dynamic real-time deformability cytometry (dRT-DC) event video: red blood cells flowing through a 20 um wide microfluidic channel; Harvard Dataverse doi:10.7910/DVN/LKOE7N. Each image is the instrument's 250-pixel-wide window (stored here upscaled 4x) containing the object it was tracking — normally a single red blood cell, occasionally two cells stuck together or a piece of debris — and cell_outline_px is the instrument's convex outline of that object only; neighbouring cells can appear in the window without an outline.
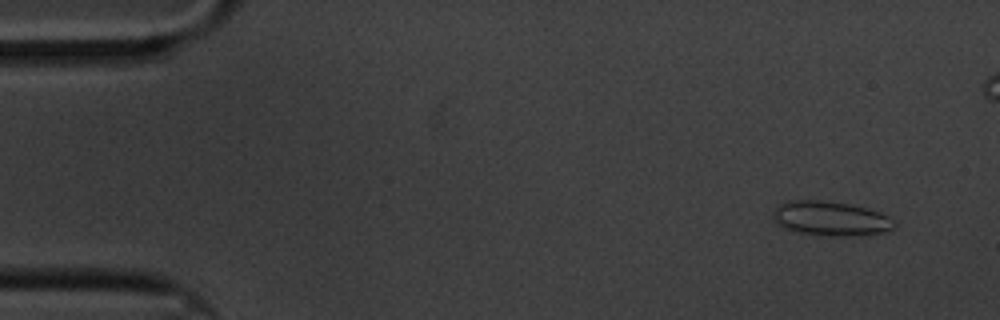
{"species": "common noctule bat (a hibernating species)", "species_latin": "Nyctalus noctula", "temperature_condition": "cold", "stored_images_in_passage": 59, "camera_frame_rate_fps": 3000, "um_per_image_px": 0.085, "animal": {"sex": "male", "body_mass_g": 20.1, "forearm_length_mm": 53.5}, "frame": {"image": 1, "passage_image": 4, "time_ms": 1.0, "image_size_px": [1000, 320], "cell_outline_px": [[896, 224], [892, 228], [884, 232], [860, 236], [820, 236], [796, 232], [784, 228], [776, 224], [772, 220], [772, 212], [780, 204], [788, 200], [820, 200], [848, 204], [868, 208], [880, 212], [888, 216]], "centroid_in_image_um": [70.56, 18.59], "position_along_channel_um": 14.4, "area_um2": 24.74}}
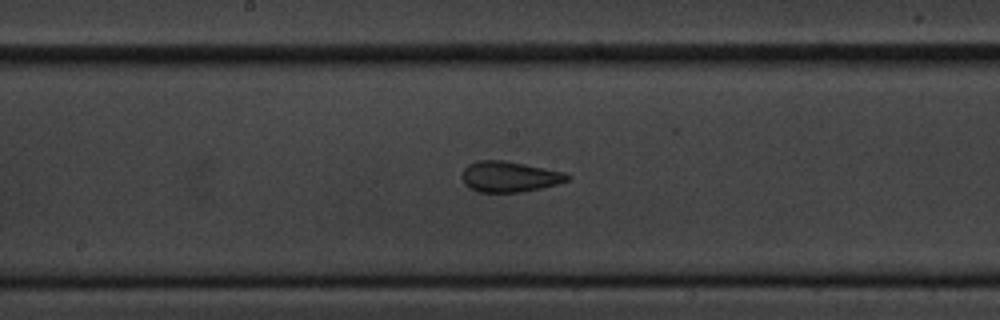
{"frame": {"image": 2, "passage_image": 30, "time_ms": 9.667, "image_size_px": [1000, 320], "cell_outline_px": [[572, 176], [568, 180], [556, 184], [540, 188], [520, 192], [476, 192], [468, 188], [464, 184], [460, 176], [464, 168], [468, 164], [476, 160], [504, 160], [564, 172]], "centroid_in_image_um": [43.23, 15.01], "position_along_channel_um": 205.0, "area_um2": 18.96}}
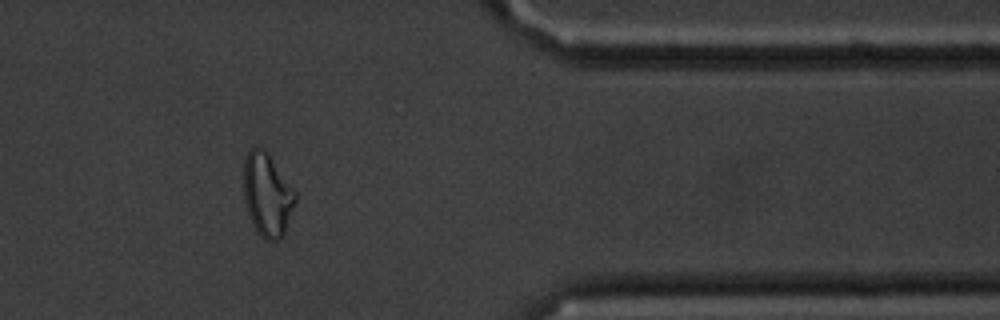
{"frame": {"image": 3, "passage_image": 48, "time_ms": 15.667, "image_size_px": [1000, 320], "cell_outline_px": [[296, 200], [284, 232], [276, 240], [268, 240], [260, 236], [252, 224], [244, 200], [244, 160], [248, 152], [252, 148], [260, 148], [268, 152], [296, 192]], "centroid_in_image_um": [22.71, 16.53], "position_along_channel_um": 388.7, "area_um2": 24.68}, "authors_computed_cell_mechanics": {"area_um2": 21.1548, "velocity_mm_per_s": 3.3914, "shape_relaxation_time_tau1_ms": null, "shape_relaxation_time_tau2_ms": 2.3278, "deformation_change_tau1": null, "deformation_change_tau2": 0.0829}}